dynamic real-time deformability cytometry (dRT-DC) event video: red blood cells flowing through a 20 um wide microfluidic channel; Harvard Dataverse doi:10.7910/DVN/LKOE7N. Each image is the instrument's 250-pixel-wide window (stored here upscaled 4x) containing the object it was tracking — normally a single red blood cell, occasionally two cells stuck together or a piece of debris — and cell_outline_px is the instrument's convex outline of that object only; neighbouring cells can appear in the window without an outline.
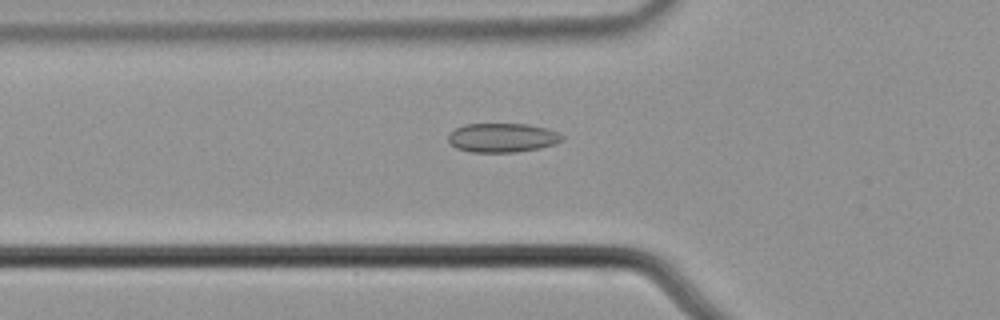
{"species": "common noctule bat (a hibernating species)", "species_latin": "Nyctalus noctula", "temperature_condition": "cold", "stored_images_in_passage": 55, "camera_frame_rate_fps": 3000, "um_per_image_px": 0.085, "animal": {"sex": "male", "body_mass_g": 21.5, "forearm_length_mm": 52.0}, "frame": {"image": 1, "passage_image": 19, "time_ms": 6.0, "image_size_px": [1000, 320], "cell_outline_px": [[564, 140], [540, 148], [516, 152], [472, 152], [456, 148], [448, 140], [448, 136], [456, 128], [464, 124], [528, 124], [544, 128], [556, 132], [564, 136]], "centroid_in_image_um": [42.69, 11.71], "position_along_channel_um": 83.1, "area_um2": 19.13}}
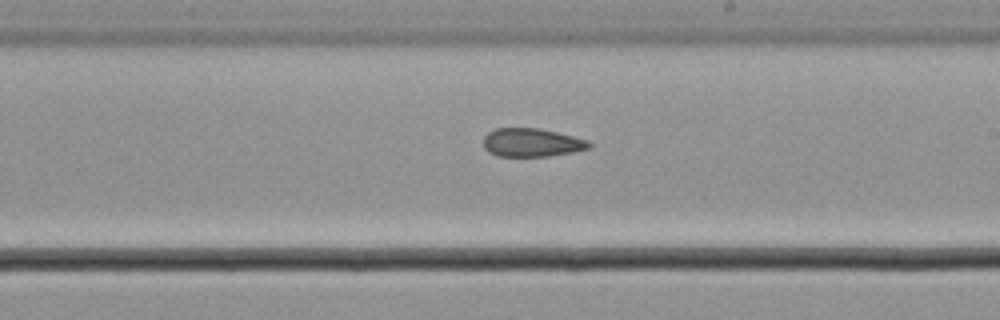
{"frame": {"image": 2, "passage_image": 32, "time_ms": 10.333, "image_size_px": [1000, 320], "cell_outline_px": [[592, 144], [588, 148], [572, 152], [548, 156], [496, 156], [488, 152], [484, 148], [484, 136], [488, 132], [496, 128], [540, 128], [588, 140]], "centroid_in_image_um": [45.16, 12.11], "position_along_channel_um": 243.8, "area_um2": 17.46}}
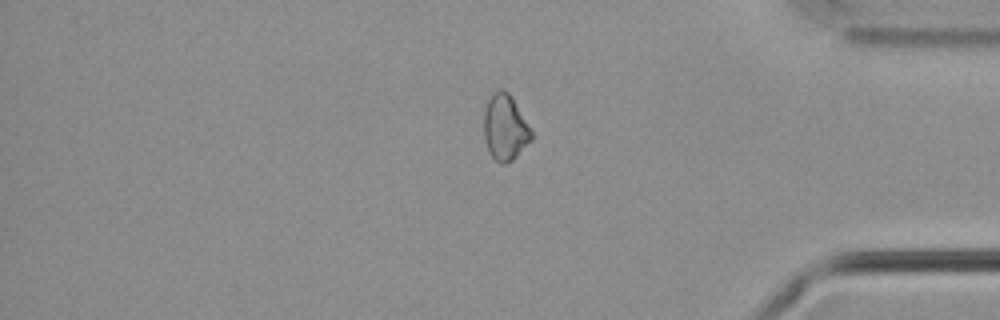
{"frame": {"image": 3, "passage_image": 46, "time_ms": 15.0, "image_size_px": [1000, 320], "cell_outline_px": [[532, 140], [512, 160], [504, 164], [500, 164], [492, 156], [484, 140], [484, 108], [488, 100], [500, 88], [504, 88], [512, 96], [532, 132]], "centroid_in_image_um": [42.93, 10.83], "position_along_channel_um": 392.3, "area_um2": 18.09}, "authors_computed_cell_mechanics": {"area_um2": 19.1318, "velocity_mm_per_s": 3.699, "shape_relaxation_time_tau1_ms": null, "shape_relaxation_time_tau2_ms": 4.559, "deformation_change_tau1": null, "deformation_change_tau2": 0.1125}}